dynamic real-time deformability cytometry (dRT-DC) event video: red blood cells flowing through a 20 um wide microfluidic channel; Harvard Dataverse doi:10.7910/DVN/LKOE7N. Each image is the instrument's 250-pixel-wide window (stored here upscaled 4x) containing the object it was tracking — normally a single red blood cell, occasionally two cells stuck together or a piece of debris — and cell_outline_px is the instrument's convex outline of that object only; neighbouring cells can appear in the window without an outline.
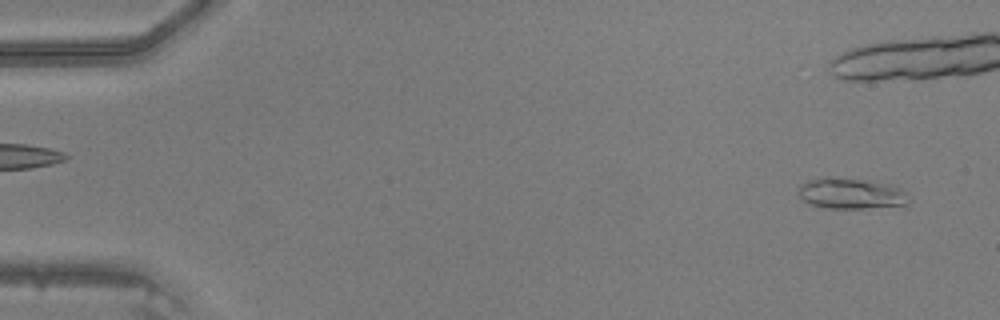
{"species": "common noctule bat (a hibernating species)", "species_latin": "Nyctalus noctula", "temperature_condition": "warm", "stored_images_in_passage": 13, "camera_frame_rate_fps": 3000, "um_per_image_px": 0.085, "animal": {"sex": "male", "body_mass_g": 20.5, "forearm_length_mm": 52.5}, "frame": {"image": 1, "passage_image": 13, "time_ms": 4.0, "image_size_px": [1000, 320], "cell_outline_px": [[908, 204], [864, 208], [828, 208], [808, 204], [800, 200], [796, 192], [800, 184], [808, 180], [824, 176], [832, 176], [888, 184], [900, 188], [908, 192]], "centroid_in_image_um": [72.24, 16.44], "position_along_channel_um": 12.8, "area_um2": 20.06}}